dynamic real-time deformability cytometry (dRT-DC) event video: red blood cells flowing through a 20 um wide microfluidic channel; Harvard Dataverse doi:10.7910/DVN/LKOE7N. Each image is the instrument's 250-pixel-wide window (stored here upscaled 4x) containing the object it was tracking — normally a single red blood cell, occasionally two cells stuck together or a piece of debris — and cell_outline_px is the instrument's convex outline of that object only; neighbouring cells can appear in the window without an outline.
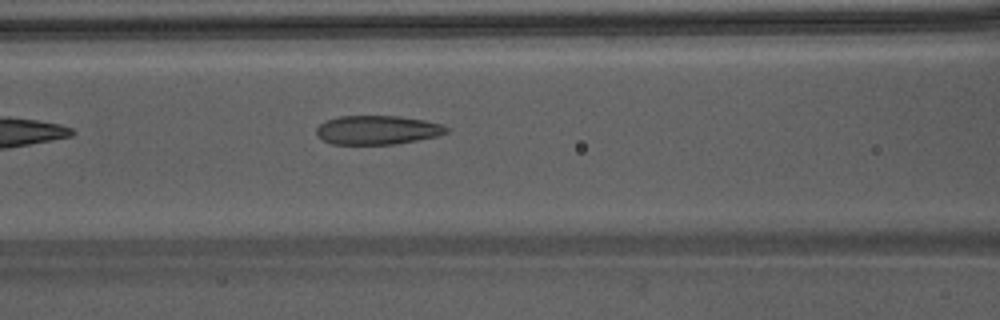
{"species": "Egyptian fruit bat (a non-hibernating species)", "species_latin": "Rousettus aegyptiacus", "temperature_condition": "warm", "stored_images_in_passage": 8, "camera_frame_rate_fps": 3000, "um_per_image_px": 0.085, "animal": {"sex": "male"}, "frame": {"image": 1, "passage_image": 5, "time_ms": 1.333, "image_size_px": [1000, 320], "cell_outline_px": [[448, 132], [436, 136], [416, 140], [392, 144], [332, 144], [316, 136], [316, 128], [324, 120], [340, 116], [400, 116], [424, 120], [444, 124], [448, 128]], "centroid_in_image_um": [32.05, 11.04], "position_along_channel_um": 134.5, "area_um2": 21.96}}